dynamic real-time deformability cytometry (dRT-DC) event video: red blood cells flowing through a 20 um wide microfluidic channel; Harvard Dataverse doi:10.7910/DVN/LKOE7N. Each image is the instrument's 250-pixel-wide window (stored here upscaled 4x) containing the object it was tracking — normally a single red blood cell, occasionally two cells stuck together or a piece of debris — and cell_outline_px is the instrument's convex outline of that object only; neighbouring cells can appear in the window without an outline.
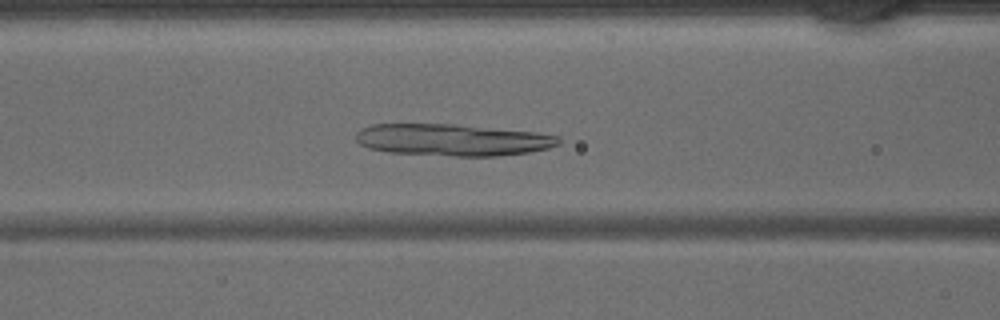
{"species": "common noctule bat (a hibernating species)", "species_latin": "Nyctalus noctula", "temperature_condition": "warm", "stored_images_in_passage": 43, "camera_frame_rate_fps": 3000, "um_per_image_px": 0.085, "animal": {"sex": "male", "body_mass_g": 15.6}, "frame": {"image": 1, "passage_image": 17, "time_ms": 5.333, "image_size_px": [1000, 320], "cell_outline_px": [[560, 144], [548, 148], [528, 152], [496, 156], [456, 156], [388, 152], [368, 148], [360, 144], [356, 140], [356, 132], [372, 124], [456, 124], [536, 132], [560, 136]], "centroid_in_image_um": [38.48, 11.88], "position_along_channel_um": 128.1, "area_um2": 37.63}}
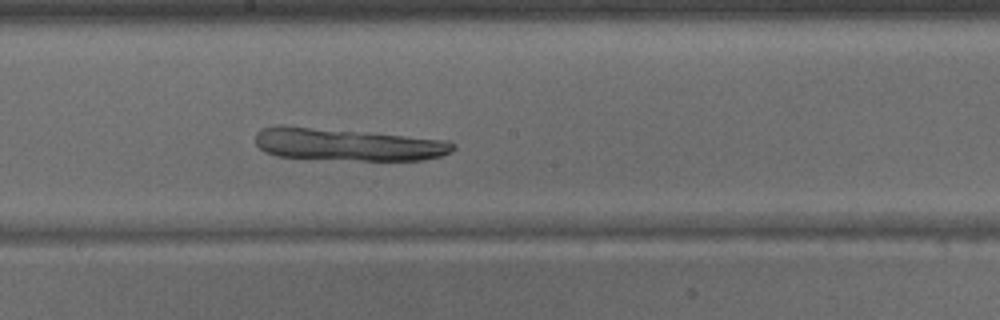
{"frame": {"image": 2, "passage_image": 23, "time_ms": 7.333, "image_size_px": [1000, 320], "cell_outline_px": [[456, 148], [452, 152], [440, 156], [424, 160], [360, 160], [276, 156], [264, 152], [256, 144], [256, 132], [260, 128], [276, 124], [284, 124], [372, 132], [448, 140], [456, 144]], "centroid_in_image_um": [29.52, 12.25], "position_along_channel_um": 218.7, "area_um2": 37.97}}
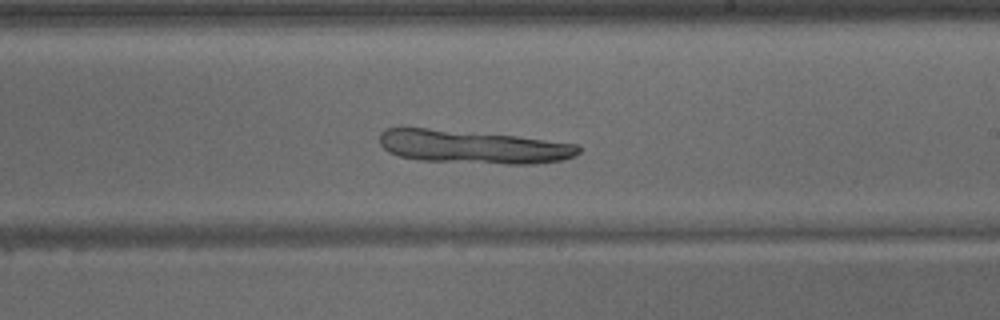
{"frame": {"image": 3, "passage_image": 25, "time_ms": 8.0, "image_size_px": [1000, 320], "cell_outline_px": [[580, 152], [576, 156], [560, 160], [536, 164], [504, 164], [420, 160], [400, 156], [388, 152], [380, 144], [380, 132], [384, 128], [428, 128], [516, 136], [576, 144], [580, 148]], "centroid_in_image_um": [40.2, 12.48], "position_along_channel_um": 248.8, "area_um2": 38.49}}